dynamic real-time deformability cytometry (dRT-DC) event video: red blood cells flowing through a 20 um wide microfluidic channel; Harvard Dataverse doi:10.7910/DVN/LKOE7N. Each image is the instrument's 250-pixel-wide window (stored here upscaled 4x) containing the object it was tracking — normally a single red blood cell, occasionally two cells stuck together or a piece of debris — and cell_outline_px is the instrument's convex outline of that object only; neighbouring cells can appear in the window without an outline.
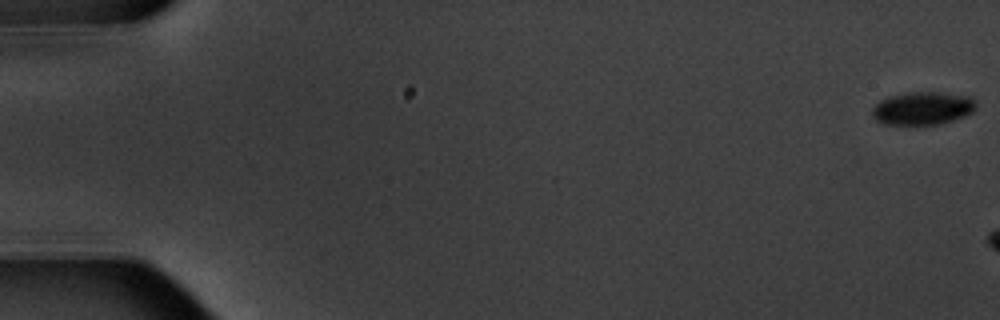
{"species": "common noctule bat (a hibernating species)", "species_latin": "Nyctalus noctula", "temperature_condition": "warm", "stored_images_in_passage": 3, "camera_frame_rate_fps": 3000, "um_per_image_px": 0.085, "animal": {"sex": "male", "body_mass_g": 20.1, "forearm_length_mm": 53.5}, "frame": {"image": 1, "passage_image": 1, "time_ms": 0.0, "image_size_px": [1000, 320], "cell_outline_px": [[976, 108], [972, 112], [964, 116], [940, 124], [884, 124], [876, 120], [872, 116], [872, 108], [880, 100], [888, 96], [912, 92], [936, 92], [968, 96], [976, 100]], "centroid_in_image_um": [78.42, 9.2], "position_along_channel_um": 6.6, "area_um2": 19.88}}